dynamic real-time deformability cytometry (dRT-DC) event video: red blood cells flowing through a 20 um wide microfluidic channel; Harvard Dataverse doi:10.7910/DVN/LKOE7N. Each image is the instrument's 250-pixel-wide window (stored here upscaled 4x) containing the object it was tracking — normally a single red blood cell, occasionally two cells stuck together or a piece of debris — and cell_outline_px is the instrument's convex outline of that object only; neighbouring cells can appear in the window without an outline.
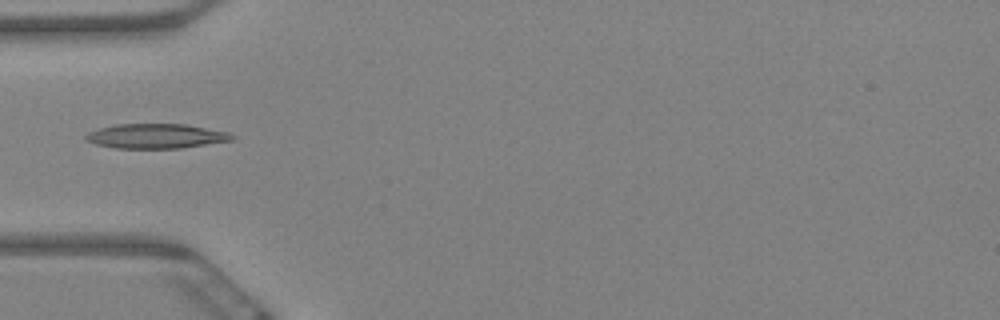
{"species": "Egyptian fruit bat (a non-hibernating species)", "species_latin": "Rousettus aegyptiacus", "temperature_condition": "warm", "stored_images_in_passage": 8, "camera_frame_rate_fps": 3000, "um_per_image_px": 0.085, "animal": {"sex": "female"}, "frame": {"image": 1, "passage_image": 6, "time_ms": 1.667, "image_size_px": [1000, 320], "cell_outline_px": [[236, 136], [232, 140], [180, 148], [116, 148], [96, 144], [88, 140], [84, 136], [88, 132], [100, 128], [116, 124], [184, 124], [228, 132]], "centroid_in_image_um": [13.26, 11.56], "position_along_channel_um": 71.7, "area_um2": 20.75}}
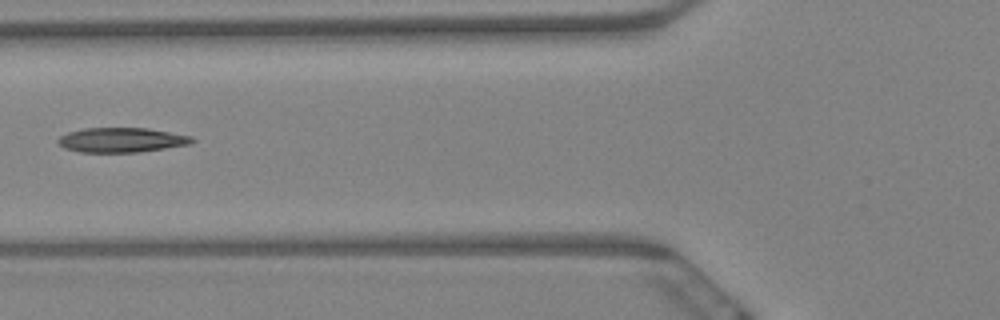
{"frame": {"image": 2, "passage_image": 7, "time_ms": 2.0, "image_size_px": [1000, 320], "cell_outline_px": [[196, 140], [188, 144], [164, 148], [136, 152], [80, 152], [64, 148], [56, 144], [56, 140], [60, 136], [68, 132], [84, 128], [148, 128], [192, 136]], "centroid_in_image_um": [10.27, 11.89], "position_along_channel_um": 115.5, "area_um2": 19.25}}
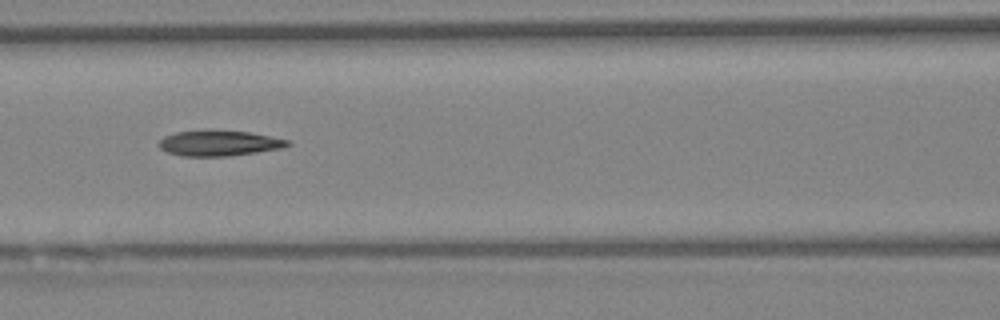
{"frame": {"image": 3, "passage_image": 8, "time_ms": 2.333, "image_size_px": [1000, 320], "cell_outline_px": [[292, 144], [284, 148], [228, 156], [180, 156], [168, 152], [160, 148], [160, 140], [164, 136], [176, 132], [248, 132], [288, 140]], "centroid_in_image_um": [18.64, 12.2], "position_along_channel_um": 148.0, "area_um2": 18.38}}